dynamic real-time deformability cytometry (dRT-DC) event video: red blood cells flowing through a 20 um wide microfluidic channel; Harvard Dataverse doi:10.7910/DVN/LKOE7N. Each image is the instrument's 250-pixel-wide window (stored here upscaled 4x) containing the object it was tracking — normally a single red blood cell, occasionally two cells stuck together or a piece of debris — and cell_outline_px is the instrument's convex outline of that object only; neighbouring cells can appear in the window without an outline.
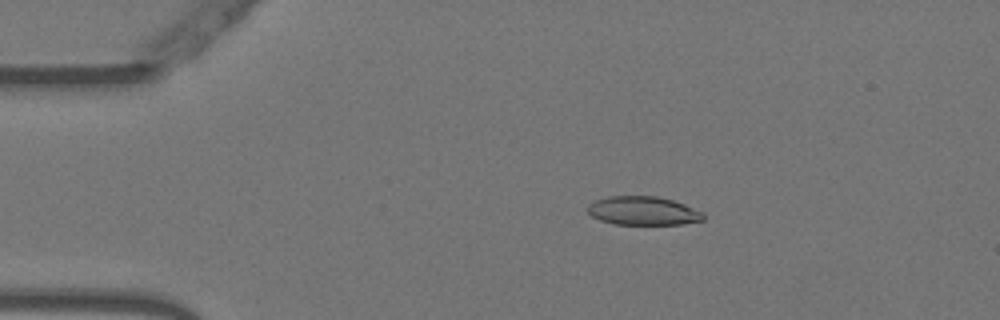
{"species": "Egyptian fruit bat (a non-hibernating species)", "species_latin": "Rousettus aegyptiacus", "temperature_condition": "warm", "stored_images_in_passage": 53, "camera_frame_rate_fps": 3000, "um_per_image_px": 0.085, "animal": {"sex": "female"}, "frame": {"image": 1, "passage_image": 10, "time_ms": 3.0, "image_size_px": [1000, 320], "cell_outline_px": [[704, 220], [680, 224], [616, 224], [600, 220], [592, 216], [588, 212], [588, 204], [596, 200], [608, 196], [656, 196], [672, 200], [684, 204], [704, 212]], "centroid_in_image_um": [54.67, 17.91], "position_along_channel_um": 30.3, "area_um2": 19.25}}
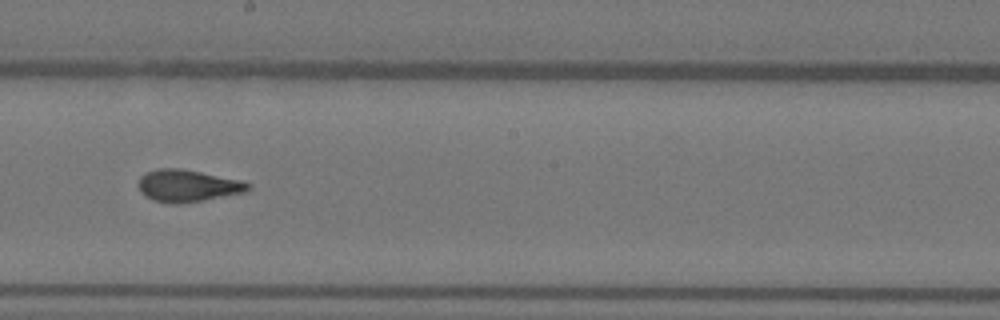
{"frame": {"image": 2, "passage_image": 30, "time_ms": 9.667, "image_size_px": [1000, 320], "cell_outline_px": [[252, 188], [248, 192], [204, 200], [176, 204], [172, 204], [152, 200], [144, 196], [140, 192], [140, 176], [144, 172], [156, 168], [180, 168], [244, 180], [252, 184]], "centroid_in_image_um": [16.0, 15.78], "position_along_channel_um": 232.2, "area_um2": 20.92}}
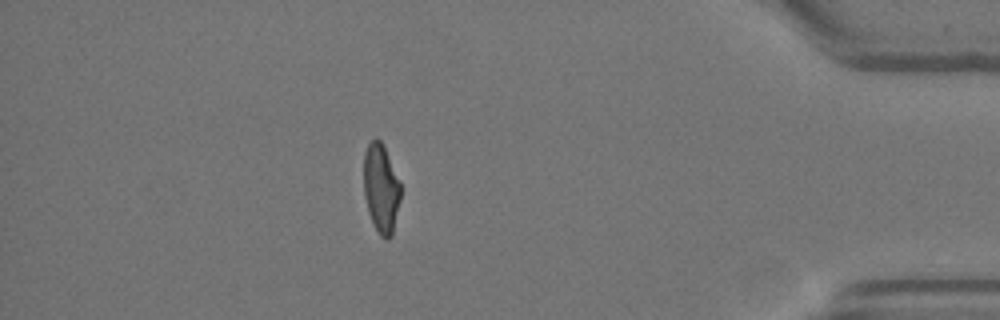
{"frame": {"image": 3, "passage_image": 47, "time_ms": 15.333, "image_size_px": [1000, 320], "cell_outline_px": [[400, 200], [392, 236], [388, 240], [380, 236], [368, 212], [364, 192], [364, 152], [368, 144], [376, 136], [384, 144], [400, 180]], "centroid_in_image_um": [32.4, 15.97], "position_along_channel_um": 402.8, "area_um2": 19.31}, "authors_computed_cell_mechanics": {"area_um2": 20.23, "velocity_mm_per_s": 3.7907, "shape_relaxation_time_tau1_ms": null, "shape_relaxation_time_tau2_ms": 1.3416, "deformation_change_tau1": null, "deformation_change_tau2": 0.0709}}